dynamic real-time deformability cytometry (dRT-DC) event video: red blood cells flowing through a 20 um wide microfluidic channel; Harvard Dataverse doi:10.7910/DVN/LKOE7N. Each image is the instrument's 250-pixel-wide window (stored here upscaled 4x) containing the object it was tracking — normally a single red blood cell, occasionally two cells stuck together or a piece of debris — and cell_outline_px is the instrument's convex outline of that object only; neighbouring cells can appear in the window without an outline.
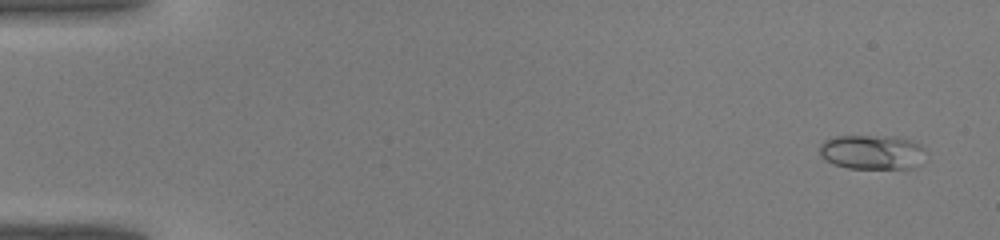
{"species": "common noctule bat (a hibernating species)", "species_latin": "Nyctalus noctula", "temperature_condition": "warm", "stored_images_in_passage": 42, "camera_frame_rate_fps": 3000, "um_per_image_px": 0.085, "animal": {"sex": "male", "body_mass_g": 19.0, "forearm_length_mm": 50.8}, "frame": {"image": 1, "passage_image": 2, "time_ms": 0.333, "image_size_px": [1000, 240], "cell_outline_px": [[928, 152], [912, 168], [848, 168], [832, 164], [824, 160], [820, 156], [820, 144], [824, 140], [836, 136], [896, 136], [920, 144]], "centroid_in_image_um": [74.09, 12.92], "position_along_channel_um": 10.9, "area_um2": 21.44}}
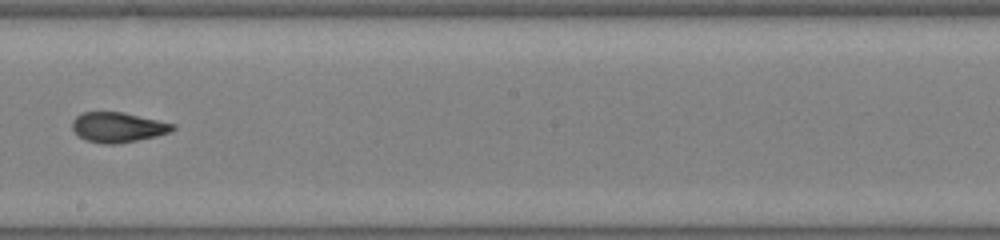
{"frame": {"image": 2, "passage_image": 25, "time_ms": 8.0, "image_size_px": [1000, 240], "cell_outline_px": [[176, 128], [168, 132], [156, 136], [116, 144], [104, 144], [88, 140], [80, 136], [72, 128], [72, 120], [76, 116], [84, 112], [124, 112], [176, 124]], "centroid_in_image_um": [10.04, 10.8], "position_along_channel_um": 238.2, "area_um2": 17.4}}
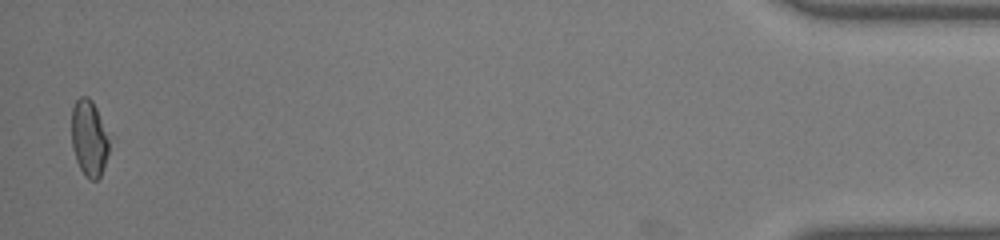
{"frame": {"image": 3, "passage_image": 42, "time_ms": 13.667, "image_size_px": [1000, 240], "cell_outline_px": [[112, 136], [108, 156], [100, 176], [96, 180], [88, 180], [84, 176], [76, 160], [72, 148], [72, 108], [76, 100], [80, 96], [88, 96], [92, 100]], "centroid_in_image_um": [7.62, 11.74], "position_along_channel_um": 427.6, "area_um2": 17.4}}